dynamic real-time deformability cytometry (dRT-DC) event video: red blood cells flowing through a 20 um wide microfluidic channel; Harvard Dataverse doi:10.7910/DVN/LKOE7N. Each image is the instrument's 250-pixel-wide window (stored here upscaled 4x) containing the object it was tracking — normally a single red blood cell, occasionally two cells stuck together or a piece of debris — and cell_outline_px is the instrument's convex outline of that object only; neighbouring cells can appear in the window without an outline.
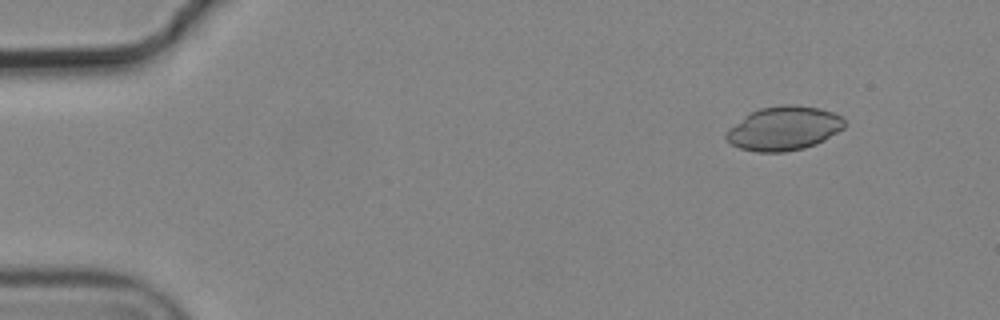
{"species": "common noctule bat (a hibernating species)", "species_latin": "Nyctalus noctula", "temperature_condition": "cold", "stored_images_in_passage": 5, "camera_frame_rate_fps": 3000, "um_per_image_px": 0.085, "animal": {"sex": "male", "body_mass_g": 19.2, "forearm_length_mm": 51.8}, "frame": {"image": 1, "passage_image": 2, "time_ms": 0.333, "image_size_px": [1000, 320], "cell_outline_px": [[844, 128], [824, 140], [816, 144], [804, 148], [784, 152], [756, 152], [740, 148], [732, 144], [724, 136], [724, 132], [744, 116], [760, 108], [780, 104], [796, 104], [820, 108], [832, 112], [840, 116], [844, 120]], "centroid_in_image_um": [66.62, 10.9], "position_along_channel_um": 18.4, "area_um2": 30.4}}